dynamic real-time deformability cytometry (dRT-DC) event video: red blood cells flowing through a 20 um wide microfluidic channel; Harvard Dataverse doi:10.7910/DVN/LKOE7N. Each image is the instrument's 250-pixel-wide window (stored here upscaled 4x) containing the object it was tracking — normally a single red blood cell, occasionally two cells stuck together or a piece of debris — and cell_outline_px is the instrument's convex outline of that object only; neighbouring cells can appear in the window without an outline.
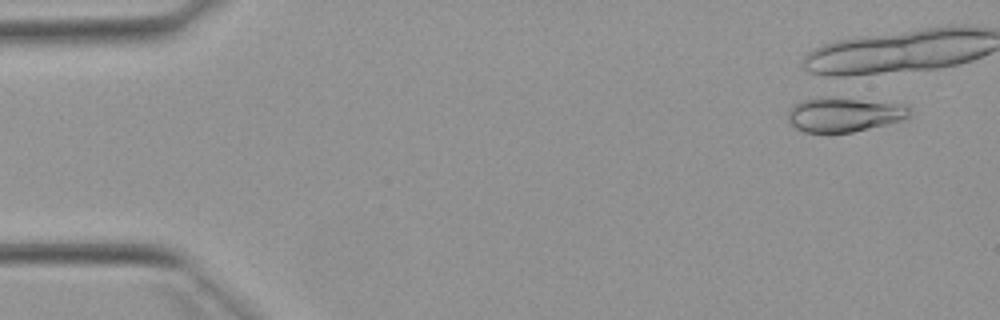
{"species": "Egyptian fruit bat (a non-hibernating species)", "species_latin": "Rousettus aegyptiacus", "temperature_condition": "warm", "stored_images_in_passage": 6, "camera_frame_rate_fps": 3000, "um_per_image_px": 0.085, "animal": {"sex": "female"}, "frame": {"image": 1, "passage_image": 3, "time_ms": 0.667, "image_size_px": [1000, 320], "cell_outline_px": [[908, 116], [904, 120], [852, 132], [804, 132], [796, 128], [788, 120], [788, 108], [792, 104], [804, 100], [860, 100], [904, 104], [908, 108]], "centroid_in_image_um": [71.73, 9.78], "position_along_channel_um": 13.3, "area_um2": 23.35}}